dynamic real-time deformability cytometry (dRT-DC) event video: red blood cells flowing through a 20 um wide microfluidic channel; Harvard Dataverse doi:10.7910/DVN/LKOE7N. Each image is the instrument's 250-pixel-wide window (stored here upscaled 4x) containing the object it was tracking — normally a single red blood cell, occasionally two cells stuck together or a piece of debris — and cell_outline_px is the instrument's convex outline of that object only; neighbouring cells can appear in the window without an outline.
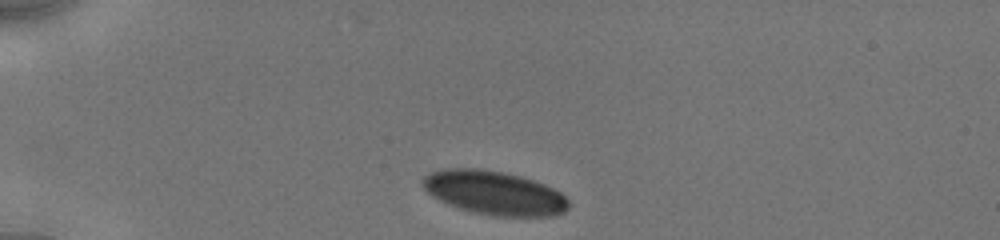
{"species": "human", "species_latin": "Homo sapiens", "temperature_condition": "cold", "stored_images_in_passage": 37, "camera_frame_rate_fps": 3000, "um_per_image_px": 0.085, "donor": {"sex": "male"}, "frame": {"image": 1, "passage_image": 1, "time_ms": 0.0, "image_size_px": [1000, 240], "cell_outline_px": [[572, 204], [564, 212], [556, 216], [496, 216], [476, 212], [460, 208], [448, 204], [432, 196], [420, 184], [420, 180], [424, 176], [432, 172], [448, 168], [476, 168], [500, 172], [520, 176], [544, 184], [560, 192]], "centroid_in_image_um": [42.02, 16.4], "position_along_channel_um": 43.0, "area_um2": 37.11}}
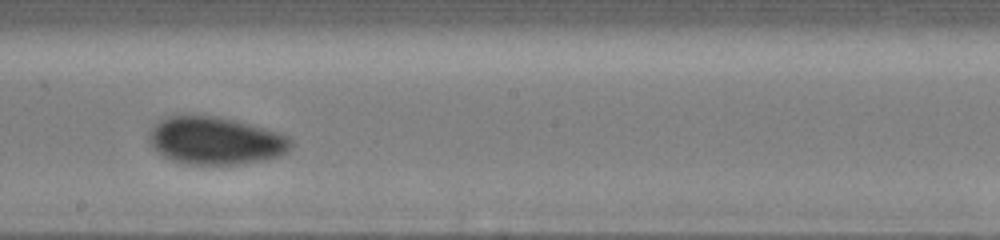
{"frame": {"image": 2, "passage_image": 22, "time_ms": 6.0, "image_size_px": [1000, 240], "cell_outline_px": [[292, 148], [288, 152], [280, 156], [268, 160], [240, 164], [184, 164], [172, 160], [164, 156], [148, 140], [148, 136], [152, 128], [160, 120], [168, 116], [216, 116], [280, 132], [288, 136], [292, 140]], "centroid_in_image_um": [18.38, 11.97], "position_along_channel_um": 229.8, "area_um2": 39.25}}
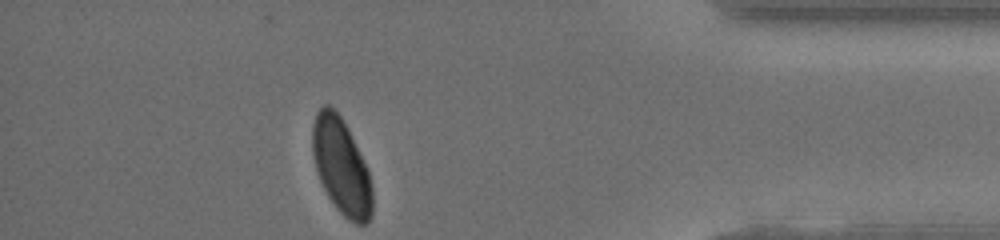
{"frame": {"image": 3, "passage_image": 37, "time_ms": 11.333, "image_size_px": [1000, 240], "cell_outline_px": [[372, 216], [368, 224], [356, 224], [348, 220], [336, 208], [328, 196], [320, 180], [316, 168], [312, 152], [312, 124], [316, 112], [324, 104], [328, 104], [340, 116], [368, 172], [372, 188]], "centroid_in_image_um": [28.99, 14.19], "position_along_channel_um": 406.2, "area_um2": 32.83}, "authors_computed_cell_mechanics": {"area_um2": 39.2462, "velocity_mm_per_s": 3.8948, "shape_relaxation_time_tau1_ms": 5.6545, "shape_relaxation_time_tau2_ms": null, "deformation_change_tau1": 0.1031, "deformation_change_tau2": null}}